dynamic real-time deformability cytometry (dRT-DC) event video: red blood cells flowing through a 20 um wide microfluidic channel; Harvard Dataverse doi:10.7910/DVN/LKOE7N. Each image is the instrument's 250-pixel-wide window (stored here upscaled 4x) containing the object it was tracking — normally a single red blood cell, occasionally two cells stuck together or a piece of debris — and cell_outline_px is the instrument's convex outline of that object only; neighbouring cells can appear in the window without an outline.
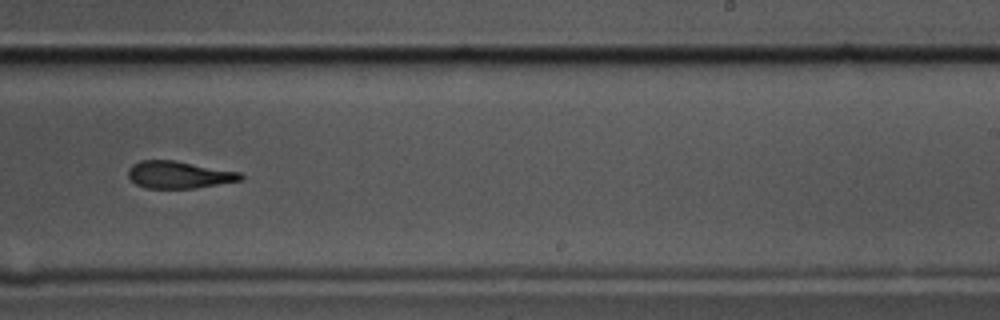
{"species": "common noctule bat (a hibernating species)", "species_latin": "Nyctalus noctula", "temperature_condition": "cold", "stored_images_in_passage": 35, "camera_frame_rate_fps": 3000, "um_per_image_px": 0.085, "animal": {"sex": "male", "body_mass_g": 17.5, "forearm_length_mm": 52.3}, "frame": {"image": 1, "passage_image": 20, "time_ms": 6.333, "image_size_px": [1000, 320], "cell_outline_px": [[244, 176], [240, 180], [192, 188], [148, 188], [136, 184], [128, 176], [128, 168], [132, 164], [140, 160], [176, 160], [240, 172]], "centroid_in_image_um": [15.17, 14.83], "position_along_channel_um": 273.8, "area_um2": 17.69}, "authors_computed_cell_mechanics": {"area_um2": 19.0162, "velocity_mm_per_s": 3.5708, "shape_relaxation_time_tau1_ms": 6.151, "shape_relaxation_time_tau2_ms": 6.1735, "deformation_change_tau1": 0.1789, "deformation_change_tau2": 0.1794}}